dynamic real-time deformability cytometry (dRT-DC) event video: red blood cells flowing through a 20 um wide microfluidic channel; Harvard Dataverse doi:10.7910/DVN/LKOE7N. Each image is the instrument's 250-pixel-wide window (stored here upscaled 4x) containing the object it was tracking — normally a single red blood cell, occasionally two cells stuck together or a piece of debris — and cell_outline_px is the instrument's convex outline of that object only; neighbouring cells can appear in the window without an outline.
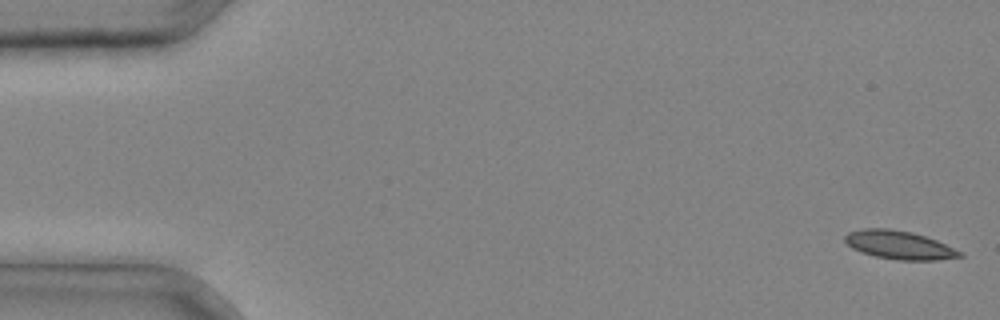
{"species": "common noctule bat (a hibernating species)", "species_latin": "Nyctalus noctula", "temperature_condition": "cold", "stored_images_in_passage": 34, "camera_frame_rate_fps": 3000, "um_per_image_px": 0.085, "animal": {"sex": "male", "body_mass_g": 20.4}, "frame": {"image": 1, "passage_image": 1, "time_ms": 0.0, "image_size_px": [1000, 320], "cell_outline_px": [[964, 256], [936, 260], [896, 260], [876, 256], [860, 252], [852, 248], [844, 240], [844, 236], [848, 232], [864, 228], [888, 228], [912, 232], [936, 240], [964, 252]], "centroid_in_image_um": [76.44, 20.82], "position_along_channel_um": 8.6, "area_um2": 19.07}}
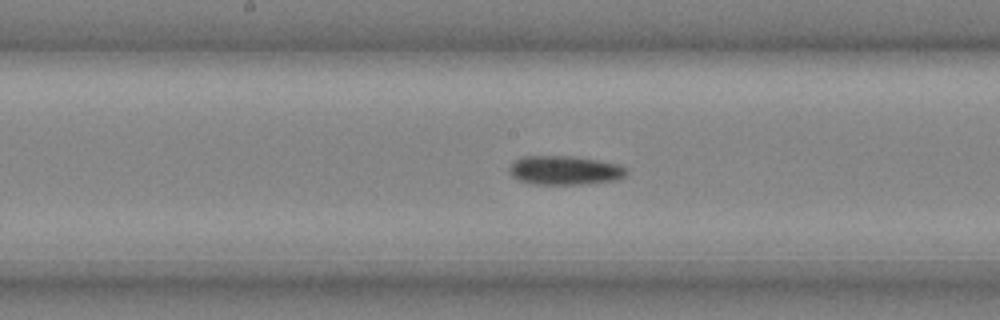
{"frame": {"image": 2, "passage_image": 20, "time_ms": 6.333, "image_size_px": [1000, 320], "cell_outline_px": [[628, 172], [620, 180], [580, 184], [532, 184], [520, 180], [512, 176], [508, 172], [508, 168], [516, 160], [524, 156], [572, 156], [620, 164], [628, 168]], "centroid_in_image_um": [48.04, 14.48], "position_along_channel_um": 200.2, "area_um2": 19.88}}
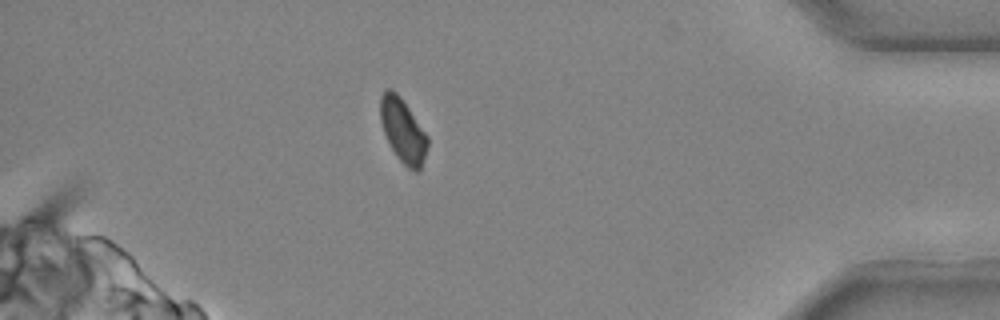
{"frame": {"image": 3, "passage_image": 34, "time_ms": 11.0, "image_size_px": [1000, 320], "cell_outline_px": [[428, 144], [420, 172], [416, 172], [408, 168], [396, 156], [384, 132], [380, 120], [380, 96], [388, 88], [392, 88], [400, 96], [428, 136]], "centroid_in_image_um": [34.25, 11.1], "position_along_channel_um": 401.0, "area_um2": 17.46}}